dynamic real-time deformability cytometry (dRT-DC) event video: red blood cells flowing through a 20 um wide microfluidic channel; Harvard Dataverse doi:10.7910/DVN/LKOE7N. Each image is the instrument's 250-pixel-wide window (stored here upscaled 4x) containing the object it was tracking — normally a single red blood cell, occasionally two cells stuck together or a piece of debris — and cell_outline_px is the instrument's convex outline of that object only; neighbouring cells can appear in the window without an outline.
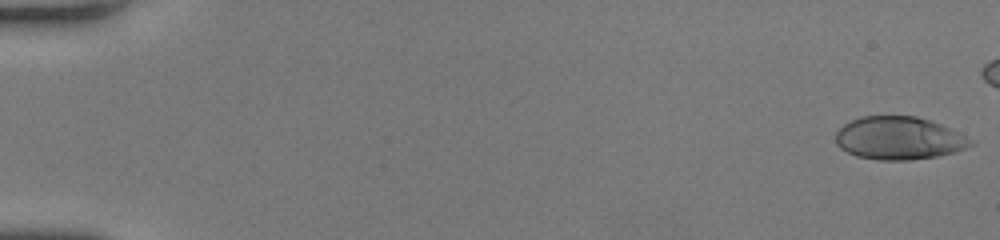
{"species": "human", "species_latin": "Homo sapiens", "temperature_condition": "room temperature", "stored_images_in_passage": 42, "camera_frame_rate_fps": 3000, "um_per_image_px": 0.085, "donor": {"sex": "female"}, "frame": {"image": 1, "passage_image": 1, "time_ms": 0.0, "image_size_px": [1000, 240], "cell_outline_px": [[976, 144], [968, 148], [956, 152], [936, 156], [908, 160], [876, 160], [856, 156], [840, 148], [836, 144], [836, 132], [844, 124], [860, 116], [916, 116], [932, 120], [972, 140]], "centroid_in_image_um": [76.4, 11.75], "position_along_channel_um": 8.6, "area_um2": 33.76}}
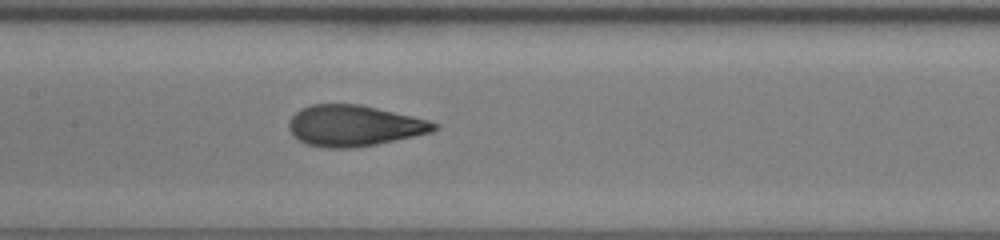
{"frame": {"image": 2, "passage_image": 26, "time_ms": 8.333, "image_size_px": [1000, 240], "cell_outline_px": [[440, 128], [432, 132], [376, 144], [352, 148], [328, 148], [308, 144], [300, 140], [288, 128], [288, 120], [300, 108], [312, 104], [360, 104], [412, 116], [428, 120], [440, 124]], "centroid_in_image_um": [30.11, 10.67], "position_along_channel_um": 177.3, "area_um2": 34.56}}
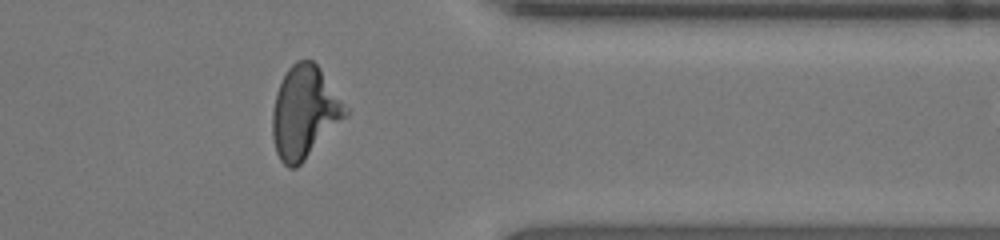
{"frame": {"image": 3, "passage_image": 41, "time_ms": 13.333, "image_size_px": [1000, 240], "cell_outline_px": [[348, 116], [296, 168], [288, 168], [280, 160], [276, 152], [272, 136], [272, 112], [276, 92], [288, 68], [296, 60], [312, 60], [320, 68], [348, 108]], "centroid_in_image_um": [25.88, 9.55], "position_along_channel_um": 385.5, "area_um2": 39.19}}